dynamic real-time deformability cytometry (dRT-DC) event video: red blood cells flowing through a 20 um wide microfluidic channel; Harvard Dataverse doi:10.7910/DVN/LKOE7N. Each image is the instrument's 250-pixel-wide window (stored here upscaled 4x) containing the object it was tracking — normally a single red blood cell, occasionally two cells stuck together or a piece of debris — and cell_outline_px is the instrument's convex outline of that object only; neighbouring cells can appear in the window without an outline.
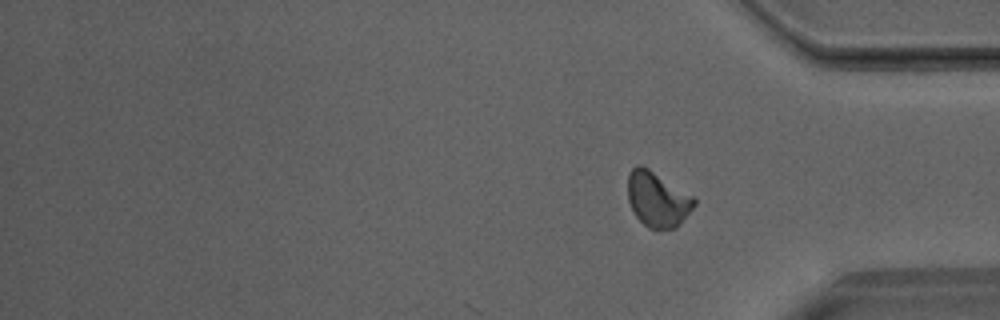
{"species": "Egyptian fruit bat (a non-hibernating species)", "species_latin": "Rousettus aegyptiacus", "temperature_condition": "room temperature", "stored_images_in_passage": 36, "camera_frame_rate_fps": 3000, "um_per_image_px": 0.085, "animal": {"sex": "male"}, "frame": {"image": 1, "passage_image": 36, "time_ms": 11.667, "image_size_px": [1000, 320], "cell_outline_px": [[696, 204], [676, 228], [656, 232], [648, 228], [632, 212], [628, 200], [628, 172], [636, 164], [640, 164], [648, 168], [692, 196], [696, 200]], "centroid_in_image_um": [55.85, 16.98], "position_along_channel_um": 379.3, "area_um2": 21.5}}